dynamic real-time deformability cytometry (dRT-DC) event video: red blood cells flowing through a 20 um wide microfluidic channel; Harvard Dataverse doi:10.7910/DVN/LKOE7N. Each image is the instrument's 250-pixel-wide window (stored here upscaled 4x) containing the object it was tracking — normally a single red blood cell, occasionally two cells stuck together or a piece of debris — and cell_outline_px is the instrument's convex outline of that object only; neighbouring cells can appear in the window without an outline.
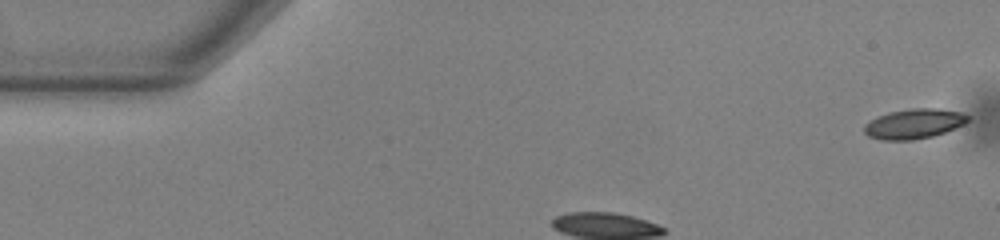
{"species": "common noctule bat (a hibernating species)", "species_latin": "Nyctalus noctula", "temperature_condition": "warm", "stored_images_in_passage": 35, "camera_frame_rate_fps": 3000, "um_per_image_px": 0.085, "animal": {"sex": "male", "body_mass_g": 13.0, "forearm_length_mm": 53.1}, "frame": {"image": 1, "passage_image": 1, "time_ms": 0.0, "image_size_px": [1000, 240], "cell_outline_px": [[968, 120], [964, 124], [944, 132], [932, 136], [912, 140], [880, 140], [868, 136], [864, 132], [864, 124], [868, 120], [876, 116], [888, 112], [912, 108], [936, 108], [960, 112], [968, 116]], "centroid_in_image_um": [77.62, 10.52], "position_along_channel_um": 7.4, "area_um2": 18.09}}
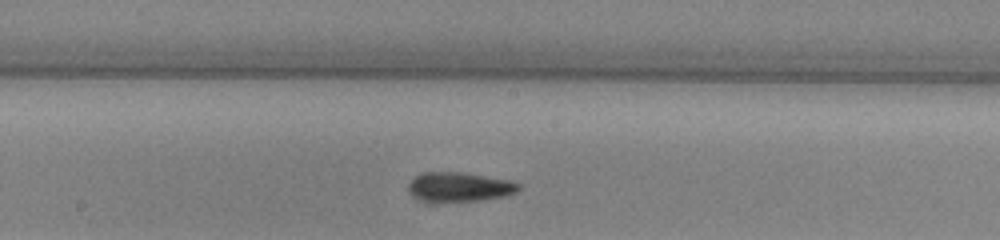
{"frame": {"image": 2, "passage_image": 18, "time_ms": 5.667, "image_size_px": [1000, 240], "cell_outline_px": [[520, 188], [516, 192], [504, 196], [480, 200], [432, 204], [420, 200], [412, 196], [408, 192], [408, 184], [412, 176], [420, 172], [460, 172], [508, 180], [520, 184]], "centroid_in_image_um": [38.93, 15.92], "position_along_channel_um": 209.3, "area_um2": 19.48}}
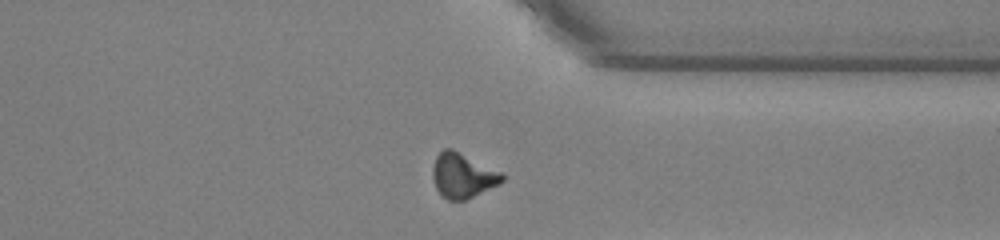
{"frame": {"image": 3, "passage_image": 31, "time_ms": 10.0, "image_size_px": [1000, 240], "cell_outline_px": [[504, 180], [500, 184], [464, 200], [448, 200], [436, 188], [432, 176], [432, 168], [436, 156], [444, 148], [452, 148], [504, 172]], "centroid_in_image_um": [39.36, 14.89], "position_along_channel_um": 372.0, "area_um2": 18.26}, "authors_computed_cell_mechanics": {"area_um2": 18.0914, "velocity_mm_per_s": 3.8356, "shape_relaxation_time_tau1_ms": 3.4835, "shape_relaxation_time_tau2_ms": 6.9102, "deformation_change_tau1": 0.1233, "deformation_change_tau2": 0.1517}}